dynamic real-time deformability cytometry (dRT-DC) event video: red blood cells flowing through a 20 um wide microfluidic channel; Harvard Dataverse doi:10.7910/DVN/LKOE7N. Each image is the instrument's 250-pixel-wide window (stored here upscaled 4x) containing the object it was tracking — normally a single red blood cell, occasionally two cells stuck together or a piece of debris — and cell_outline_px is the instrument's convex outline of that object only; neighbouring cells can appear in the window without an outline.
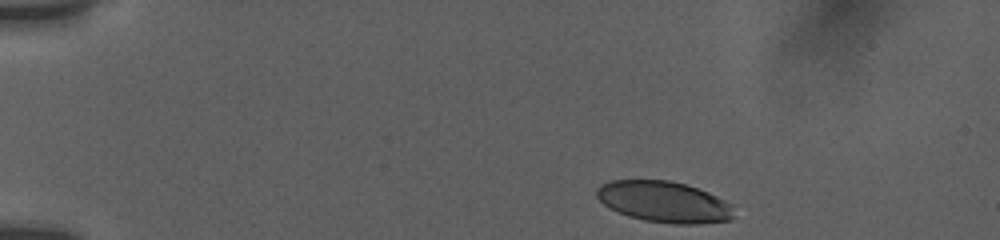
{"species": "human", "species_latin": "Homo sapiens", "temperature_condition": "room temperature", "stored_images_in_passage": 11, "camera_frame_rate_fps": 3000, "um_per_image_px": 0.085, "donor": {"sex": "female"}, "frame": {"image": 1, "passage_image": 1, "time_ms": 0.0, "image_size_px": [1000, 240], "cell_outline_px": [[736, 216], [732, 220], [696, 224], [672, 224], [644, 220], [628, 216], [608, 208], [596, 196], [596, 188], [600, 184], [608, 180], [672, 180], [708, 192], [732, 204]], "centroid_in_image_um": [56.44, 17.16], "position_along_channel_um": 28.6, "area_um2": 33.23}}
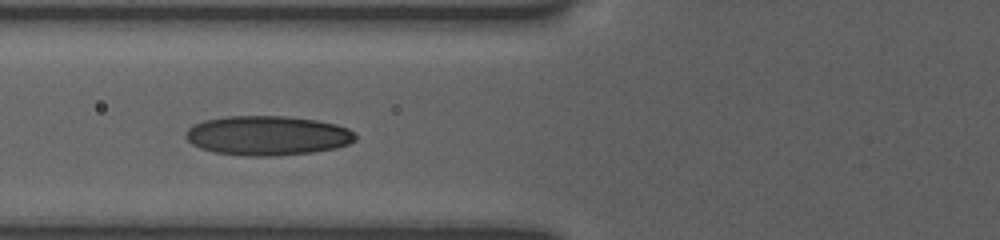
{"frame": {"image": 2, "passage_image": 7, "time_ms": 4.333, "image_size_px": [1000, 240], "cell_outline_px": [[356, 140], [348, 144], [336, 148], [312, 152], [276, 156], [248, 156], [212, 152], [200, 148], [192, 144], [184, 136], [184, 132], [192, 124], [204, 120], [228, 116], [288, 116], [316, 120], [336, 124], [348, 128], [356, 132]], "centroid_in_image_um": [22.72, 11.52], "position_along_channel_um": 103.1, "area_um2": 39.42}}
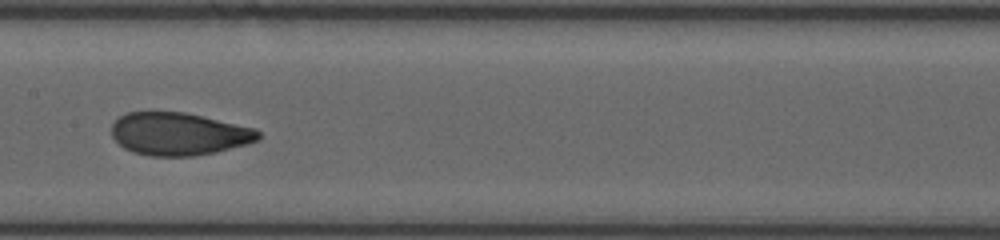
{"frame": {"image": 3, "passage_image": 10, "time_ms": 6.667, "image_size_px": [1000, 240], "cell_outline_px": [[260, 136], [256, 140], [248, 144], [216, 152], [192, 156], [152, 156], [132, 152], [124, 148], [112, 136], [112, 124], [120, 116], [128, 112], [184, 112], [256, 128], [260, 132]], "centroid_in_image_um": [15.2, 11.38], "position_along_channel_um": 192.2, "area_um2": 36.41}}